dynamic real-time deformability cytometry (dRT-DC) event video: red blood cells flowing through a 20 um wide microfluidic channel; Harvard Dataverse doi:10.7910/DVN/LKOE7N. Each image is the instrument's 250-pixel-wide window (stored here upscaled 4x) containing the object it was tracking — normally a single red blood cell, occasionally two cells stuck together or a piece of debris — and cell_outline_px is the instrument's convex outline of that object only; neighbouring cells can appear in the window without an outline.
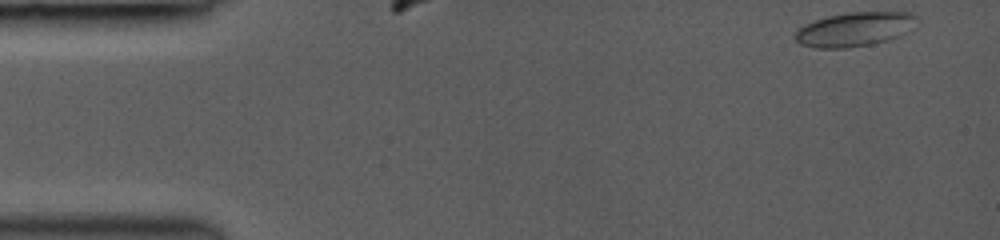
{"species": "common noctule bat (a hibernating species)", "species_latin": "Nyctalus noctula", "temperature_condition": "room temperature", "stored_images_in_passage": 7, "camera_frame_rate_fps": 3000, "um_per_image_px": 0.085, "animal": {"sex": "female", "body_mass_g": 19.0, "forearm_length_mm": 53.3}, "frame": {"image": 1, "passage_image": 1, "time_ms": 0.0, "image_size_px": [1000, 240], "cell_outline_px": [[920, 24], [916, 28], [900, 36], [888, 40], [872, 44], [844, 48], [816, 48], [800, 44], [796, 40], [796, 32], [804, 24], [828, 16], [848, 12], [912, 12], [920, 16]], "centroid_in_image_um": [72.78, 2.47], "position_along_channel_um": 12.2, "area_um2": 24.68}}